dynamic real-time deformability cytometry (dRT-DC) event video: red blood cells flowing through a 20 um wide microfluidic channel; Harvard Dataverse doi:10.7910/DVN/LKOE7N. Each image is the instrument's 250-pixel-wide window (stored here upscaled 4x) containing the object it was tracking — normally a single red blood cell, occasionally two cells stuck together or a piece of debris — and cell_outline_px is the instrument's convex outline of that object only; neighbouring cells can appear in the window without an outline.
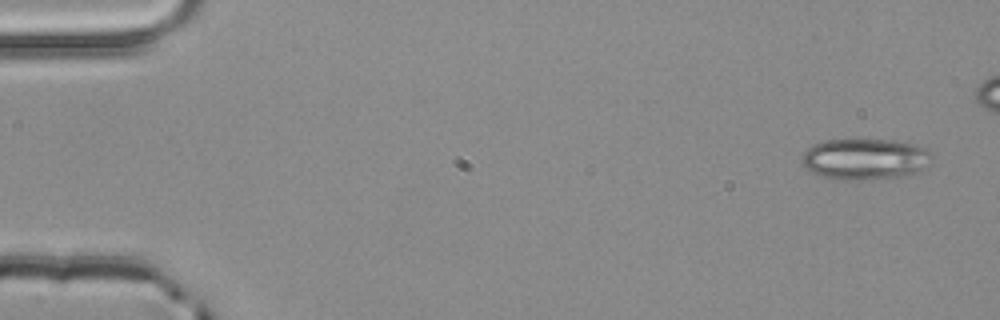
{"species": "common noctule bat (a hibernating species)", "species_latin": "Nyctalus noctula", "temperature_condition": "room temperature", "stored_images_in_passage": 4, "camera_frame_rate_fps": 3000, "um_per_image_px": 0.085, "animal": {"sex": "male", "body_mass_g": 20.4}, "frame": {"image": 1, "passage_image": 1, "time_ms": 0.0, "image_size_px": [1000, 320], "cell_outline_px": [[932, 156], [928, 164], [924, 168], [912, 176], [864, 180], [840, 180], [820, 176], [812, 172], [804, 164], [804, 152], [812, 144], [824, 140], [892, 140], [912, 144], [924, 148]], "centroid_in_image_um": [73.55, 13.54], "position_along_channel_um": 11.4, "area_um2": 31.15}}